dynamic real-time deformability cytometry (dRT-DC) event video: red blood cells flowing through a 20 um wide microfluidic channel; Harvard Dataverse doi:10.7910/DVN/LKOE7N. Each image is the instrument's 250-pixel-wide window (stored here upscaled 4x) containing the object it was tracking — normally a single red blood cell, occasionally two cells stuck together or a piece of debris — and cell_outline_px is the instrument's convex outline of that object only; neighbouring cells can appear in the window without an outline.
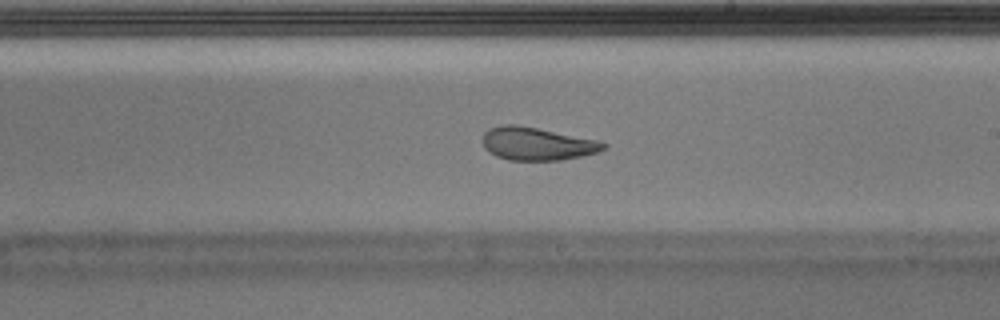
{"species": "Egyptian fruit bat (a non-hibernating species)", "species_latin": "Rousettus aegyptiacus", "temperature_condition": "warm", "stored_images_in_passage": 41, "camera_frame_rate_fps": 3000, "um_per_image_px": 0.085, "animal": {"sex": "male"}, "frame": {"image": 1, "passage_image": 24, "time_ms": 7.667, "image_size_px": [1000, 320], "cell_outline_px": [[608, 148], [596, 152], [580, 156], [560, 160], [508, 160], [496, 156], [488, 152], [484, 148], [484, 132], [488, 128], [504, 124], [512, 124], [536, 128], [596, 140], [608, 144]], "centroid_in_image_um": [45.62, 12.22], "position_along_channel_um": 243.4, "area_um2": 22.95}}